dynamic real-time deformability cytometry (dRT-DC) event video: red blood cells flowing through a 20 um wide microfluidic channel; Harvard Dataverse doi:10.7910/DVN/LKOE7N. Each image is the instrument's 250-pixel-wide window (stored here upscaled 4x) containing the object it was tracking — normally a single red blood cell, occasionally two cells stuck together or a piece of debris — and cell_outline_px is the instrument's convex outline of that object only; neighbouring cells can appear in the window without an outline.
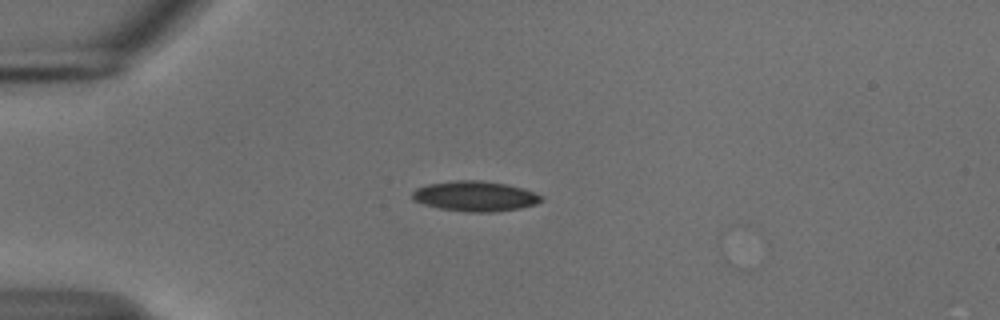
{"species": "common noctule bat (a hibernating species)", "species_latin": "Nyctalus noctula", "temperature_condition": "cold", "stored_images_in_passage": 41, "camera_frame_rate_fps": 3000, "um_per_image_px": 0.085, "animal": {"sex": "male", "body_mass_g": 18.8}, "frame": {"image": 1, "passage_image": 1, "time_ms": 0.0, "image_size_px": [1000, 320], "cell_outline_px": [[544, 200], [536, 204], [520, 208], [492, 212], [468, 212], [440, 208], [424, 204], [412, 200], [412, 192], [416, 188], [428, 184], [452, 180], [480, 180], [504, 184], [524, 188], [544, 196]], "centroid_in_image_um": [40.4, 16.67], "position_along_channel_um": 44.6, "area_um2": 22.77}}
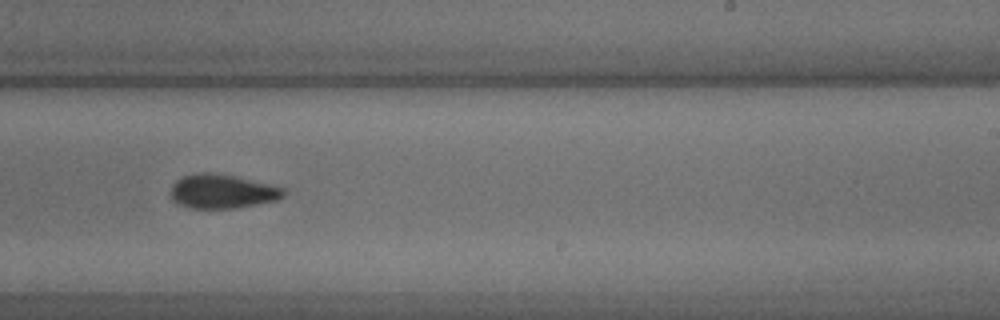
{"frame": {"image": 2, "passage_image": 21, "time_ms": 6.667, "image_size_px": [1000, 320], "cell_outline_px": [[284, 196], [276, 200], [256, 204], [232, 208], [192, 208], [180, 204], [172, 196], [172, 184], [176, 180], [184, 176], [196, 172], [212, 172], [276, 184], [284, 188]], "centroid_in_image_um": [18.94, 16.24], "position_along_channel_um": 270.1, "area_um2": 22.31}}
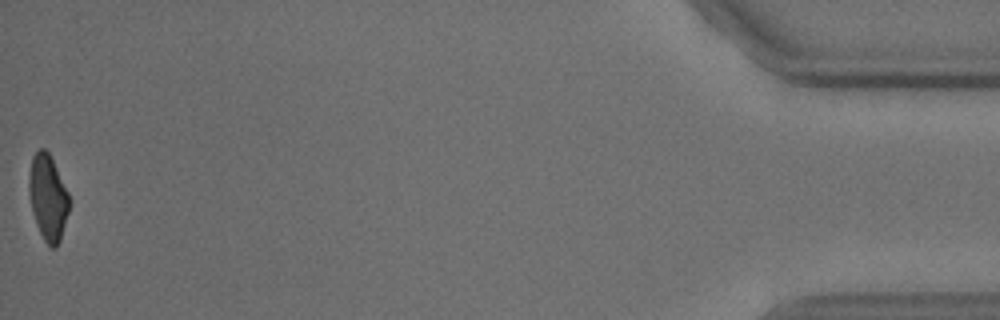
{"frame": {"image": 3, "passage_image": 41, "time_ms": 13.333, "image_size_px": [1000, 320], "cell_outline_px": [[68, 212], [60, 240], [56, 248], [52, 248], [44, 240], [36, 224], [32, 208], [28, 188], [28, 180], [32, 156], [40, 148], [44, 148], [48, 152], [68, 192]], "centroid_in_image_um": [4.06, 16.78], "position_along_channel_um": 431.1, "area_um2": 19.65}, "authors_computed_cell_mechanics": {"area_um2": 22.0218, "velocity_mm_per_s": 3.7571, "shape_relaxation_time_tau1_ms": 4.1162, "shape_relaxation_time_tau2_ms": 10.6145, "deformation_change_tau1": 0.1287, "deformation_change_tau2": 0.1545}}